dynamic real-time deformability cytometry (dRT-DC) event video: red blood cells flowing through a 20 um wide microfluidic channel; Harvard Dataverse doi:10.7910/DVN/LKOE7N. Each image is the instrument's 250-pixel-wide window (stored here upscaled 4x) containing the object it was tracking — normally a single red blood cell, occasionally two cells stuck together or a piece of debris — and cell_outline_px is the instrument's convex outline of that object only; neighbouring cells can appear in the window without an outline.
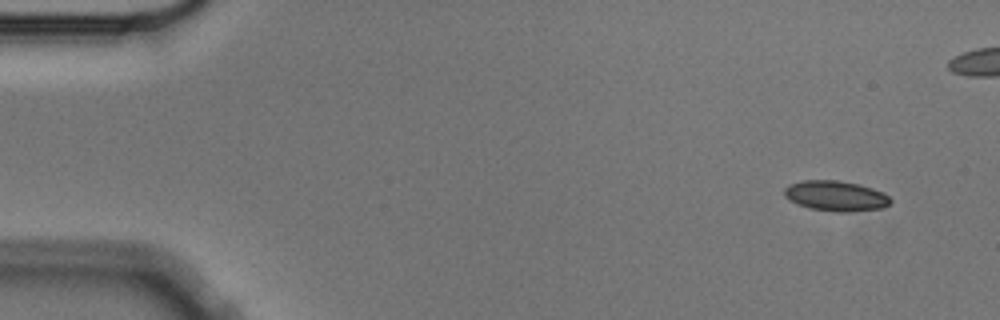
{"species": "Egyptian fruit bat (a non-hibernating species)", "species_latin": "Rousettus aegyptiacus", "temperature_condition": "cold", "stored_images_in_passage": 5, "camera_frame_rate_fps": 3000, "um_per_image_px": 0.085, "animal": {"sex": "male"}, "frame": {"image": 1, "passage_image": 1, "time_ms": 0.0, "image_size_px": [1000, 320], "cell_outline_px": [[892, 200], [884, 208], [852, 212], [836, 212], [812, 208], [796, 204], [784, 196], [784, 188], [788, 184], [804, 180], [836, 180], [860, 184], [884, 192]], "centroid_in_image_um": [71.05, 16.65], "position_along_channel_um": 14.0, "area_um2": 18.9}}